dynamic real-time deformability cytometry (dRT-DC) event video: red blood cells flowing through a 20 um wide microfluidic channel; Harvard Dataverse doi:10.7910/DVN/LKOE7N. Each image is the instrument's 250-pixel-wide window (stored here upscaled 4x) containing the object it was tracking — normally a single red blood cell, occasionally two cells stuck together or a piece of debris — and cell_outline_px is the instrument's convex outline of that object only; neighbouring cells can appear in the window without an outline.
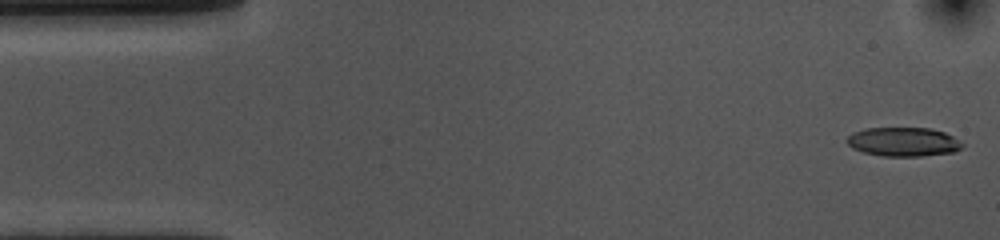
{"species": "common noctule bat (a hibernating species)", "species_latin": "Nyctalus noctula", "temperature_condition": "cold", "stored_images_in_passage": 54, "camera_frame_rate_fps": 3000, "um_per_image_px": 0.085, "animal": {"sex": "female", "body_mass_g": 10.0, "forearm_length_mm": 53.1}, "frame": {"image": 1, "passage_image": 1, "time_ms": 0.0, "image_size_px": [1000, 240], "cell_outline_px": [[964, 144], [956, 152], [920, 156], [880, 156], [864, 152], [852, 148], [844, 140], [852, 132], [864, 128], [932, 128], [944, 132], [960, 140]], "centroid_in_image_um": [76.77, 12.05], "position_along_channel_um": 8.2, "area_um2": 19.71}}
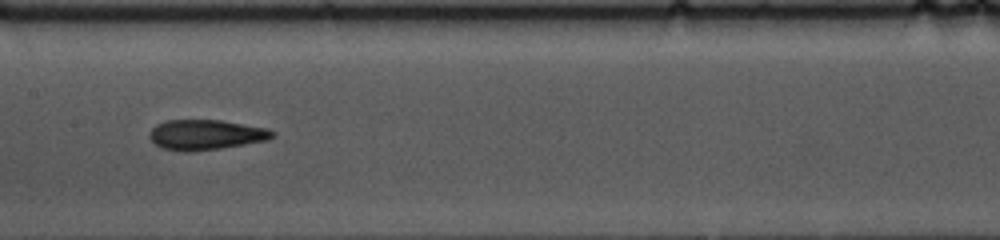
{"frame": {"image": 2, "passage_image": 25, "time_ms": 8.0, "image_size_px": [1000, 240], "cell_outline_px": [[276, 132], [268, 140], [220, 148], [192, 152], [184, 152], [164, 148], [156, 144], [148, 136], [148, 132], [156, 124], [164, 120], [220, 120], [268, 128]], "centroid_in_image_um": [17.47, 11.45], "position_along_channel_um": 189.9, "area_um2": 21.62}}
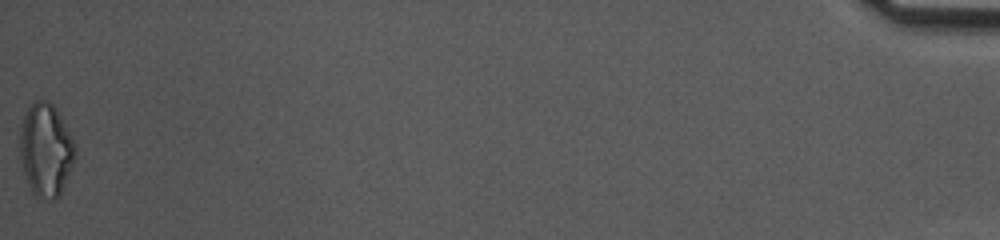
{"frame": {"image": 3, "passage_image": 54, "time_ms": 17.667, "image_size_px": [1000, 240], "cell_outline_px": [[76, 148], [72, 164], [60, 192], [52, 200], [36, 196], [32, 192], [28, 184], [24, 172], [20, 156], [20, 128], [24, 116], [28, 108], [36, 100], [48, 100], [52, 104], [68, 132]], "centroid_in_image_um": [3.85, 12.73], "position_along_channel_um": 431.3, "area_um2": 28.96}, "authors_computed_cell_mechanics": {"area_um2": 21.097, "velocity_mm_per_s": 3.5982, "shape_relaxation_time_tau1_ms": 6.0713, "shape_relaxation_time_tau2_ms": 3.6991, "deformation_change_tau1": 0.187, "deformation_change_tau2": 0.134}}